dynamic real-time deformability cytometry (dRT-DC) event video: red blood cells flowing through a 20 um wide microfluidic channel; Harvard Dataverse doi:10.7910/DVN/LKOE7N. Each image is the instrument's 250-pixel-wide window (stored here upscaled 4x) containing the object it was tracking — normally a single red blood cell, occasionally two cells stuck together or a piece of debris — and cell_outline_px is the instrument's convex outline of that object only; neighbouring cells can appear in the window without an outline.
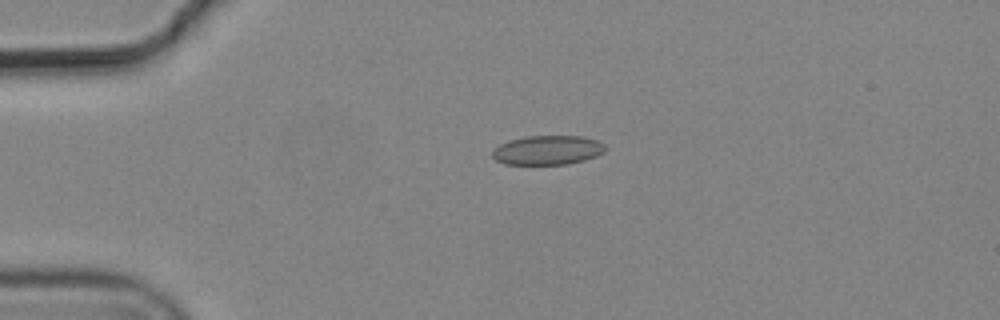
{"species": "common noctule bat (a hibernating species)", "species_latin": "Nyctalus noctula", "temperature_condition": "cold", "stored_images_in_passage": 5, "camera_frame_rate_fps": 3000, "um_per_image_px": 0.085, "animal": {"sex": "male", "body_mass_g": 19.2, "forearm_length_mm": 51.8}, "frame": {"image": 1, "passage_image": 4, "time_ms": 1.0, "image_size_px": [1000, 320], "cell_outline_px": [[604, 152], [596, 156], [584, 160], [568, 164], [504, 164], [496, 160], [492, 156], [492, 148], [500, 144], [524, 136], [584, 136], [596, 140], [604, 144]], "centroid_in_image_um": [46.53, 12.76], "position_along_channel_um": 38.5, "area_um2": 19.25}}